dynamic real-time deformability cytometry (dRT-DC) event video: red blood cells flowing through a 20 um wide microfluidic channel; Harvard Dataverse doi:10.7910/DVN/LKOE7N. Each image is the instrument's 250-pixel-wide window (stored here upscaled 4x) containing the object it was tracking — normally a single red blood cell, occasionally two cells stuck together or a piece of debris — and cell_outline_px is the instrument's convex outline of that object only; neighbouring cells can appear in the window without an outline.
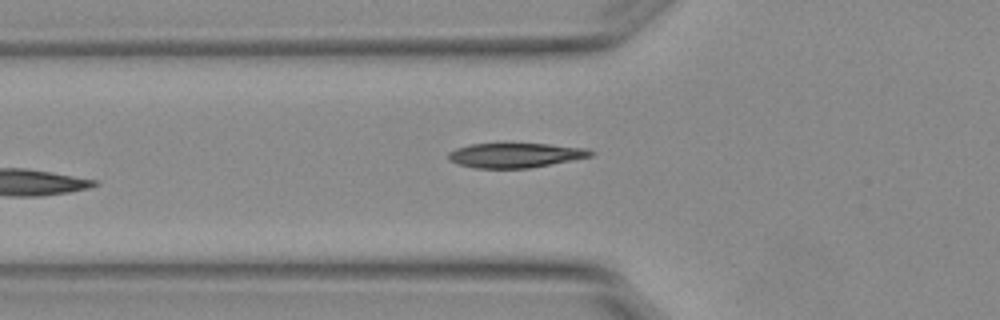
{"species": "Egyptian fruit bat (a non-hibernating species)", "species_latin": "Rousettus aegyptiacus", "temperature_condition": "warm", "stored_images_in_passage": 5, "camera_frame_rate_fps": 3000, "um_per_image_px": 0.085, "animal": {"sex": "female"}, "frame": {"image": 1, "passage_image": 5, "time_ms": 1.333, "image_size_px": [1000, 320], "cell_outline_px": [[596, 152], [592, 156], [528, 168], [476, 168], [456, 164], [448, 160], [448, 152], [456, 148], [468, 144], [548, 144], [588, 148]], "centroid_in_image_um": [43.78, 13.19], "position_along_channel_um": 82.0, "area_um2": 20.4}}